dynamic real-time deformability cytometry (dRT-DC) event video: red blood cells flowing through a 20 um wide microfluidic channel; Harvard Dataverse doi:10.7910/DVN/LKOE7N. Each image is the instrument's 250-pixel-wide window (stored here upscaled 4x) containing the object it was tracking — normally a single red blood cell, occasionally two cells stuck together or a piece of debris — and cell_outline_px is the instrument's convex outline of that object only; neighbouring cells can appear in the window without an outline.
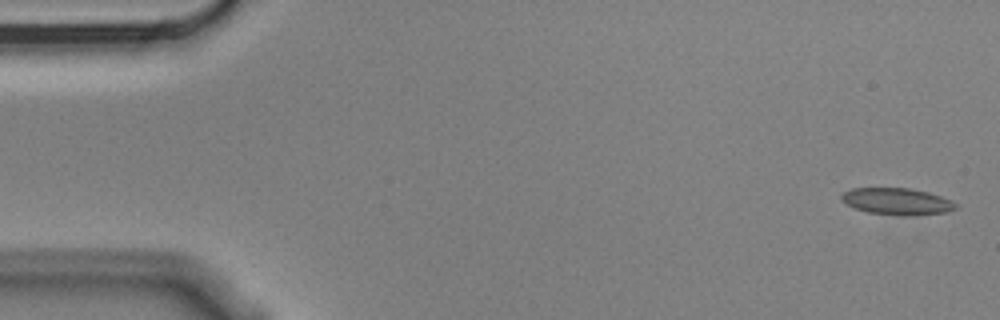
{"species": "Egyptian fruit bat (a non-hibernating species)", "species_latin": "Rousettus aegyptiacus", "temperature_condition": "cold", "stored_images_in_passage": 5, "camera_frame_rate_fps": 3000, "um_per_image_px": 0.085, "animal": {"sex": "male"}, "frame": {"image": 1, "passage_image": 1, "time_ms": 0.0, "image_size_px": [1000, 320], "cell_outline_px": [[960, 208], [948, 212], [868, 212], [856, 208], [840, 200], [840, 196], [844, 192], [852, 188], [912, 188], [928, 192], [952, 200]], "centroid_in_image_um": [76.23, 17.04], "position_along_channel_um": 8.8, "area_um2": 16.7}}